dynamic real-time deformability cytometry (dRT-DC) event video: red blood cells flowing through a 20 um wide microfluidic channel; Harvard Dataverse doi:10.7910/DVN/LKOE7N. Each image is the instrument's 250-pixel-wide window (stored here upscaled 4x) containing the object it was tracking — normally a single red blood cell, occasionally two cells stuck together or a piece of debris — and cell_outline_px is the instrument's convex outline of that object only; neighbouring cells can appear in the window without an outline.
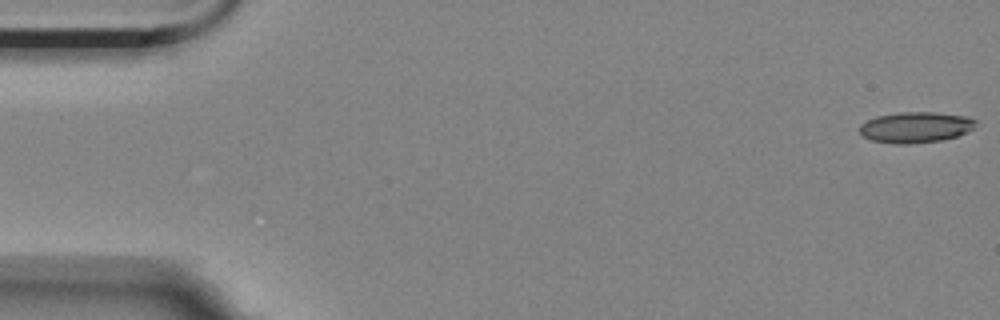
{"species": "Egyptian fruit bat (a non-hibernating species)", "species_latin": "Rousettus aegyptiacus", "temperature_condition": "room temperature", "stored_images_in_passage": 56, "camera_frame_rate_fps": 3000, "um_per_image_px": 0.085, "animal": {"sex": "female"}, "frame": {"image": 1, "passage_image": 1, "time_ms": 0.0, "image_size_px": [1000, 320], "cell_outline_px": [[976, 124], [972, 128], [956, 136], [944, 140], [908, 144], [896, 144], [872, 140], [864, 136], [860, 132], [860, 124], [876, 116], [900, 112], [936, 112], [968, 116], [976, 120]], "centroid_in_image_um": [77.83, 10.81], "position_along_channel_um": 7.2, "area_um2": 20.81}}
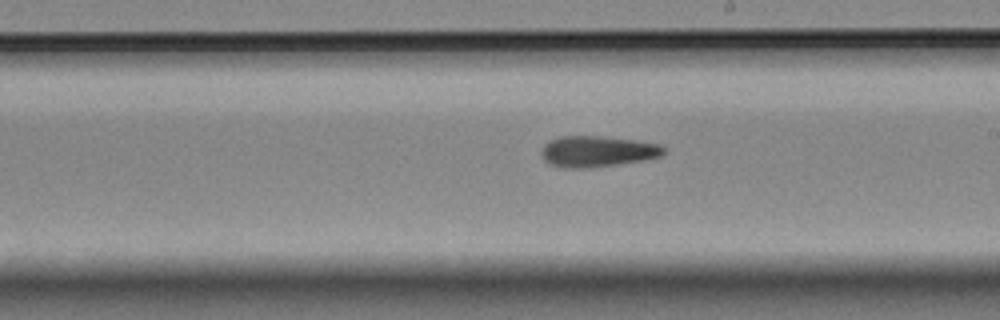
{"frame": {"image": 2, "passage_image": 32, "time_ms": 10.333, "image_size_px": [1000, 320], "cell_outline_px": [[664, 152], [660, 156], [644, 160], [588, 168], [564, 168], [548, 164], [540, 156], [540, 152], [544, 144], [548, 140], [560, 136], [596, 136], [636, 140], [660, 144], [664, 148]], "centroid_in_image_um": [50.71, 12.87], "position_along_channel_um": 238.3, "area_um2": 22.2}}
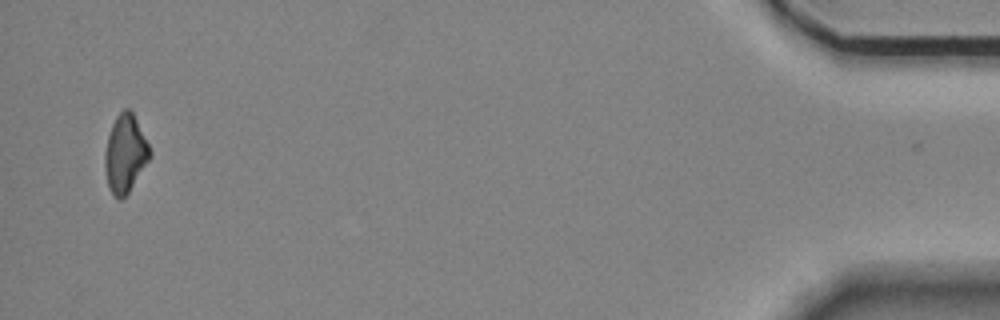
{"frame": {"image": 3, "passage_image": 55, "time_ms": 18.0, "image_size_px": [1000, 320], "cell_outline_px": [[152, 156], [128, 192], [120, 200], [112, 192], [108, 184], [104, 168], [104, 152], [108, 136], [112, 124], [116, 116], [124, 108], [128, 108], [132, 112], [152, 152]], "centroid_in_image_um": [10.64, 13.04], "position_along_channel_um": 424.6, "area_um2": 20.11}}